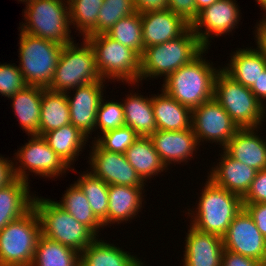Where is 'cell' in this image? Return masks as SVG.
Masks as SVG:
<instances>
[{"label": "cell", "instance_id": "cell-1", "mask_svg": "<svg viewBox=\"0 0 266 266\" xmlns=\"http://www.w3.org/2000/svg\"><path fill=\"white\" fill-rule=\"evenodd\" d=\"M205 48L197 57L168 75L162 90L184 106L194 109L213 98L214 81L221 68L203 59ZM217 69V70H216Z\"/></svg>", "mask_w": 266, "mask_h": 266}, {"label": "cell", "instance_id": "cell-2", "mask_svg": "<svg viewBox=\"0 0 266 266\" xmlns=\"http://www.w3.org/2000/svg\"><path fill=\"white\" fill-rule=\"evenodd\" d=\"M204 184L196 210L188 209L187 214L193 217L190 224L200 231L223 237L234 217L243 209V199L215 185L209 178Z\"/></svg>", "mask_w": 266, "mask_h": 266}, {"label": "cell", "instance_id": "cell-3", "mask_svg": "<svg viewBox=\"0 0 266 266\" xmlns=\"http://www.w3.org/2000/svg\"><path fill=\"white\" fill-rule=\"evenodd\" d=\"M205 47L189 27L181 36L152 45L141 55L140 81L143 79L165 78L197 57Z\"/></svg>", "mask_w": 266, "mask_h": 266}, {"label": "cell", "instance_id": "cell-4", "mask_svg": "<svg viewBox=\"0 0 266 266\" xmlns=\"http://www.w3.org/2000/svg\"><path fill=\"white\" fill-rule=\"evenodd\" d=\"M33 208L40 221L41 235L51 240L81 253L97 238L87 226L51 199L34 195Z\"/></svg>", "mask_w": 266, "mask_h": 266}, {"label": "cell", "instance_id": "cell-5", "mask_svg": "<svg viewBox=\"0 0 266 266\" xmlns=\"http://www.w3.org/2000/svg\"><path fill=\"white\" fill-rule=\"evenodd\" d=\"M93 48L97 70L103 80L124 81L137 84L140 81L141 55L106 33L85 38ZM135 83V84H134Z\"/></svg>", "mask_w": 266, "mask_h": 266}, {"label": "cell", "instance_id": "cell-6", "mask_svg": "<svg viewBox=\"0 0 266 266\" xmlns=\"http://www.w3.org/2000/svg\"><path fill=\"white\" fill-rule=\"evenodd\" d=\"M26 4L25 23L19 27L22 32L61 45L74 42L67 0H28Z\"/></svg>", "mask_w": 266, "mask_h": 266}, {"label": "cell", "instance_id": "cell-7", "mask_svg": "<svg viewBox=\"0 0 266 266\" xmlns=\"http://www.w3.org/2000/svg\"><path fill=\"white\" fill-rule=\"evenodd\" d=\"M213 98L239 128H261L259 126L264 122L266 107L250 88L236 82L222 68L215 77Z\"/></svg>", "mask_w": 266, "mask_h": 266}, {"label": "cell", "instance_id": "cell-8", "mask_svg": "<svg viewBox=\"0 0 266 266\" xmlns=\"http://www.w3.org/2000/svg\"><path fill=\"white\" fill-rule=\"evenodd\" d=\"M19 70L27 85L48 88L53 80L63 45L20 30Z\"/></svg>", "mask_w": 266, "mask_h": 266}, {"label": "cell", "instance_id": "cell-9", "mask_svg": "<svg viewBox=\"0 0 266 266\" xmlns=\"http://www.w3.org/2000/svg\"><path fill=\"white\" fill-rule=\"evenodd\" d=\"M82 40L84 41L80 46L74 42L63 45L48 89L66 93L92 82L105 81L97 70L93 48L86 39Z\"/></svg>", "mask_w": 266, "mask_h": 266}, {"label": "cell", "instance_id": "cell-10", "mask_svg": "<svg viewBox=\"0 0 266 266\" xmlns=\"http://www.w3.org/2000/svg\"><path fill=\"white\" fill-rule=\"evenodd\" d=\"M41 226L32 208L0 231V266H31Z\"/></svg>", "mask_w": 266, "mask_h": 266}, {"label": "cell", "instance_id": "cell-11", "mask_svg": "<svg viewBox=\"0 0 266 266\" xmlns=\"http://www.w3.org/2000/svg\"><path fill=\"white\" fill-rule=\"evenodd\" d=\"M31 139L19 148L15 155L18 160L13 164L15 178L28 182L29 173L50 178L62 176L70 167L49 147L46 140L39 135H30Z\"/></svg>", "mask_w": 266, "mask_h": 266}, {"label": "cell", "instance_id": "cell-12", "mask_svg": "<svg viewBox=\"0 0 266 266\" xmlns=\"http://www.w3.org/2000/svg\"><path fill=\"white\" fill-rule=\"evenodd\" d=\"M239 129L214 98L192 109V130L199 146L201 141H212L224 148Z\"/></svg>", "mask_w": 266, "mask_h": 266}, {"label": "cell", "instance_id": "cell-13", "mask_svg": "<svg viewBox=\"0 0 266 266\" xmlns=\"http://www.w3.org/2000/svg\"><path fill=\"white\" fill-rule=\"evenodd\" d=\"M222 240L225 250L253 258L266 266V238L244 208L234 217Z\"/></svg>", "mask_w": 266, "mask_h": 266}, {"label": "cell", "instance_id": "cell-14", "mask_svg": "<svg viewBox=\"0 0 266 266\" xmlns=\"http://www.w3.org/2000/svg\"><path fill=\"white\" fill-rule=\"evenodd\" d=\"M89 155L90 172L108 185L145 187V182L130 165L125 154L102 149L95 141Z\"/></svg>", "mask_w": 266, "mask_h": 266}, {"label": "cell", "instance_id": "cell-15", "mask_svg": "<svg viewBox=\"0 0 266 266\" xmlns=\"http://www.w3.org/2000/svg\"><path fill=\"white\" fill-rule=\"evenodd\" d=\"M236 4L235 0H217L198 12L190 27L205 48L208 49L210 46L209 38L231 33L236 28L241 20L240 10Z\"/></svg>", "mask_w": 266, "mask_h": 266}, {"label": "cell", "instance_id": "cell-16", "mask_svg": "<svg viewBox=\"0 0 266 266\" xmlns=\"http://www.w3.org/2000/svg\"><path fill=\"white\" fill-rule=\"evenodd\" d=\"M105 81H96L72 89L75 95L72 97L66 92L69 103L70 121L85 136L92 134L95 129L96 115L100 102L103 98ZM75 91V92H74ZM73 99H72V98Z\"/></svg>", "mask_w": 266, "mask_h": 266}, {"label": "cell", "instance_id": "cell-17", "mask_svg": "<svg viewBox=\"0 0 266 266\" xmlns=\"http://www.w3.org/2000/svg\"><path fill=\"white\" fill-rule=\"evenodd\" d=\"M149 138L167 169L172 163L188 162L194 151L199 149L197 147H200L192 128L181 131L156 130Z\"/></svg>", "mask_w": 266, "mask_h": 266}, {"label": "cell", "instance_id": "cell-18", "mask_svg": "<svg viewBox=\"0 0 266 266\" xmlns=\"http://www.w3.org/2000/svg\"><path fill=\"white\" fill-rule=\"evenodd\" d=\"M141 15L144 49L181 36L190 24L170 9L148 11Z\"/></svg>", "mask_w": 266, "mask_h": 266}, {"label": "cell", "instance_id": "cell-19", "mask_svg": "<svg viewBox=\"0 0 266 266\" xmlns=\"http://www.w3.org/2000/svg\"><path fill=\"white\" fill-rule=\"evenodd\" d=\"M185 237L183 266H221L222 237L200 231L190 224Z\"/></svg>", "mask_w": 266, "mask_h": 266}, {"label": "cell", "instance_id": "cell-20", "mask_svg": "<svg viewBox=\"0 0 266 266\" xmlns=\"http://www.w3.org/2000/svg\"><path fill=\"white\" fill-rule=\"evenodd\" d=\"M219 164L212 167L208 178L217 186L243 197L255 179L257 170L241 163L224 150Z\"/></svg>", "mask_w": 266, "mask_h": 266}, {"label": "cell", "instance_id": "cell-21", "mask_svg": "<svg viewBox=\"0 0 266 266\" xmlns=\"http://www.w3.org/2000/svg\"><path fill=\"white\" fill-rule=\"evenodd\" d=\"M257 132L258 128H240L222 150L257 171L266 169V139Z\"/></svg>", "mask_w": 266, "mask_h": 266}, {"label": "cell", "instance_id": "cell-22", "mask_svg": "<svg viewBox=\"0 0 266 266\" xmlns=\"http://www.w3.org/2000/svg\"><path fill=\"white\" fill-rule=\"evenodd\" d=\"M143 190L144 187L109 185L107 218L103 226L133 219L141 211Z\"/></svg>", "mask_w": 266, "mask_h": 266}, {"label": "cell", "instance_id": "cell-23", "mask_svg": "<svg viewBox=\"0 0 266 266\" xmlns=\"http://www.w3.org/2000/svg\"><path fill=\"white\" fill-rule=\"evenodd\" d=\"M29 183L15 178L0 188V231L33 208L34 195L29 194Z\"/></svg>", "mask_w": 266, "mask_h": 266}, {"label": "cell", "instance_id": "cell-24", "mask_svg": "<svg viewBox=\"0 0 266 266\" xmlns=\"http://www.w3.org/2000/svg\"><path fill=\"white\" fill-rule=\"evenodd\" d=\"M152 96L157 130L181 131L192 128V109L182 105L163 90Z\"/></svg>", "mask_w": 266, "mask_h": 266}, {"label": "cell", "instance_id": "cell-25", "mask_svg": "<svg viewBox=\"0 0 266 266\" xmlns=\"http://www.w3.org/2000/svg\"><path fill=\"white\" fill-rule=\"evenodd\" d=\"M9 99H12V109L22 130L27 132L28 136H40L42 87L27 85Z\"/></svg>", "mask_w": 266, "mask_h": 266}, {"label": "cell", "instance_id": "cell-26", "mask_svg": "<svg viewBox=\"0 0 266 266\" xmlns=\"http://www.w3.org/2000/svg\"><path fill=\"white\" fill-rule=\"evenodd\" d=\"M222 70L236 82L250 88L266 68V57L256 48L238 49Z\"/></svg>", "mask_w": 266, "mask_h": 266}, {"label": "cell", "instance_id": "cell-27", "mask_svg": "<svg viewBox=\"0 0 266 266\" xmlns=\"http://www.w3.org/2000/svg\"><path fill=\"white\" fill-rule=\"evenodd\" d=\"M143 263L137 256L98 238L80 253V266H141Z\"/></svg>", "mask_w": 266, "mask_h": 266}, {"label": "cell", "instance_id": "cell-28", "mask_svg": "<svg viewBox=\"0 0 266 266\" xmlns=\"http://www.w3.org/2000/svg\"><path fill=\"white\" fill-rule=\"evenodd\" d=\"M128 96V97H127ZM122 103L125 125L132 128L139 136L149 137L156 130V121L152 105V97L128 94Z\"/></svg>", "mask_w": 266, "mask_h": 266}, {"label": "cell", "instance_id": "cell-29", "mask_svg": "<svg viewBox=\"0 0 266 266\" xmlns=\"http://www.w3.org/2000/svg\"><path fill=\"white\" fill-rule=\"evenodd\" d=\"M124 154L130 165L145 182L165 169L168 170L149 137L139 136Z\"/></svg>", "mask_w": 266, "mask_h": 266}, {"label": "cell", "instance_id": "cell-30", "mask_svg": "<svg viewBox=\"0 0 266 266\" xmlns=\"http://www.w3.org/2000/svg\"><path fill=\"white\" fill-rule=\"evenodd\" d=\"M49 147L71 168L88 137L72 124L54 129L42 136ZM87 139V140H86ZM78 156V157H76Z\"/></svg>", "mask_w": 266, "mask_h": 266}, {"label": "cell", "instance_id": "cell-31", "mask_svg": "<svg viewBox=\"0 0 266 266\" xmlns=\"http://www.w3.org/2000/svg\"><path fill=\"white\" fill-rule=\"evenodd\" d=\"M71 124L66 93L42 87L40 136Z\"/></svg>", "mask_w": 266, "mask_h": 266}, {"label": "cell", "instance_id": "cell-32", "mask_svg": "<svg viewBox=\"0 0 266 266\" xmlns=\"http://www.w3.org/2000/svg\"><path fill=\"white\" fill-rule=\"evenodd\" d=\"M31 266H80V253L41 235Z\"/></svg>", "mask_w": 266, "mask_h": 266}, {"label": "cell", "instance_id": "cell-33", "mask_svg": "<svg viewBox=\"0 0 266 266\" xmlns=\"http://www.w3.org/2000/svg\"><path fill=\"white\" fill-rule=\"evenodd\" d=\"M62 200L55 202L81 224L87 226L97 237L103 223L94 215L89 202L80 187L74 182L65 191Z\"/></svg>", "mask_w": 266, "mask_h": 266}, {"label": "cell", "instance_id": "cell-34", "mask_svg": "<svg viewBox=\"0 0 266 266\" xmlns=\"http://www.w3.org/2000/svg\"><path fill=\"white\" fill-rule=\"evenodd\" d=\"M71 26L83 35V39L96 35L98 13L104 0H67ZM76 25V26H75Z\"/></svg>", "mask_w": 266, "mask_h": 266}, {"label": "cell", "instance_id": "cell-35", "mask_svg": "<svg viewBox=\"0 0 266 266\" xmlns=\"http://www.w3.org/2000/svg\"><path fill=\"white\" fill-rule=\"evenodd\" d=\"M86 172L75 183L86 196L94 215L103 222L107 218L109 185L88 170Z\"/></svg>", "mask_w": 266, "mask_h": 266}, {"label": "cell", "instance_id": "cell-36", "mask_svg": "<svg viewBox=\"0 0 266 266\" xmlns=\"http://www.w3.org/2000/svg\"><path fill=\"white\" fill-rule=\"evenodd\" d=\"M143 30L140 13L121 18L106 34L122 45L137 51L144 52Z\"/></svg>", "mask_w": 266, "mask_h": 266}, {"label": "cell", "instance_id": "cell-37", "mask_svg": "<svg viewBox=\"0 0 266 266\" xmlns=\"http://www.w3.org/2000/svg\"><path fill=\"white\" fill-rule=\"evenodd\" d=\"M136 13L134 0H104L98 13L96 35L109 31L121 18Z\"/></svg>", "mask_w": 266, "mask_h": 266}, {"label": "cell", "instance_id": "cell-38", "mask_svg": "<svg viewBox=\"0 0 266 266\" xmlns=\"http://www.w3.org/2000/svg\"><path fill=\"white\" fill-rule=\"evenodd\" d=\"M138 137L139 135L132 128L125 125L107 131L102 136L94 137L93 141L104 150L124 154Z\"/></svg>", "mask_w": 266, "mask_h": 266}, {"label": "cell", "instance_id": "cell-39", "mask_svg": "<svg viewBox=\"0 0 266 266\" xmlns=\"http://www.w3.org/2000/svg\"><path fill=\"white\" fill-rule=\"evenodd\" d=\"M102 98L96 115L95 130L100 129L101 134L125 126L124 109L121 102L104 101Z\"/></svg>", "mask_w": 266, "mask_h": 266}, {"label": "cell", "instance_id": "cell-40", "mask_svg": "<svg viewBox=\"0 0 266 266\" xmlns=\"http://www.w3.org/2000/svg\"><path fill=\"white\" fill-rule=\"evenodd\" d=\"M26 86L27 84L18 66L0 63V95L10 98Z\"/></svg>", "mask_w": 266, "mask_h": 266}, {"label": "cell", "instance_id": "cell-41", "mask_svg": "<svg viewBox=\"0 0 266 266\" xmlns=\"http://www.w3.org/2000/svg\"><path fill=\"white\" fill-rule=\"evenodd\" d=\"M242 199L243 204L266 203V169L257 171L255 179Z\"/></svg>", "mask_w": 266, "mask_h": 266}, {"label": "cell", "instance_id": "cell-42", "mask_svg": "<svg viewBox=\"0 0 266 266\" xmlns=\"http://www.w3.org/2000/svg\"><path fill=\"white\" fill-rule=\"evenodd\" d=\"M168 9L182 16L189 24L198 16L195 0H168Z\"/></svg>", "mask_w": 266, "mask_h": 266}, {"label": "cell", "instance_id": "cell-43", "mask_svg": "<svg viewBox=\"0 0 266 266\" xmlns=\"http://www.w3.org/2000/svg\"><path fill=\"white\" fill-rule=\"evenodd\" d=\"M260 233L266 238V203L243 204Z\"/></svg>", "mask_w": 266, "mask_h": 266}, {"label": "cell", "instance_id": "cell-44", "mask_svg": "<svg viewBox=\"0 0 266 266\" xmlns=\"http://www.w3.org/2000/svg\"><path fill=\"white\" fill-rule=\"evenodd\" d=\"M221 266H265L263 263L250 258L231 252L229 250H223Z\"/></svg>", "mask_w": 266, "mask_h": 266}, {"label": "cell", "instance_id": "cell-45", "mask_svg": "<svg viewBox=\"0 0 266 266\" xmlns=\"http://www.w3.org/2000/svg\"><path fill=\"white\" fill-rule=\"evenodd\" d=\"M134 4L136 12L140 14L168 8V0H134Z\"/></svg>", "mask_w": 266, "mask_h": 266}, {"label": "cell", "instance_id": "cell-46", "mask_svg": "<svg viewBox=\"0 0 266 266\" xmlns=\"http://www.w3.org/2000/svg\"><path fill=\"white\" fill-rule=\"evenodd\" d=\"M12 160L0 156V188L7 186L15 179Z\"/></svg>", "mask_w": 266, "mask_h": 266}, {"label": "cell", "instance_id": "cell-47", "mask_svg": "<svg viewBox=\"0 0 266 266\" xmlns=\"http://www.w3.org/2000/svg\"><path fill=\"white\" fill-rule=\"evenodd\" d=\"M251 92L256 96V98L261 102L262 105L266 107V68L260 74L257 81L250 87Z\"/></svg>", "mask_w": 266, "mask_h": 266}, {"label": "cell", "instance_id": "cell-48", "mask_svg": "<svg viewBox=\"0 0 266 266\" xmlns=\"http://www.w3.org/2000/svg\"><path fill=\"white\" fill-rule=\"evenodd\" d=\"M258 23L255 28L256 45L257 49L266 57V16Z\"/></svg>", "mask_w": 266, "mask_h": 266}, {"label": "cell", "instance_id": "cell-49", "mask_svg": "<svg viewBox=\"0 0 266 266\" xmlns=\"http://www.w3.org/2000/svg\"><path fill=\"white\" fill-rule=\"evenodd\" d=\"M217 0H195L196 11L199 12L203 8L212 5Z\"/></svg>", "mask_w": 266, "mask_h": 266}, {"label": "cell", "instance_id": "cell-50", "mask_svg": "<svg viewBox=\"0 0 266 266\" xmlns=\"http://www.w3.org/2000/svg\"><path fill=\"white\" fill-rule=\"evenodd\" d=\"M258 2V5L261 6V9H263L266 13V0H256Z\"/></svg>", "mask_w": 266, "mask_h": 266}]
</instances>
